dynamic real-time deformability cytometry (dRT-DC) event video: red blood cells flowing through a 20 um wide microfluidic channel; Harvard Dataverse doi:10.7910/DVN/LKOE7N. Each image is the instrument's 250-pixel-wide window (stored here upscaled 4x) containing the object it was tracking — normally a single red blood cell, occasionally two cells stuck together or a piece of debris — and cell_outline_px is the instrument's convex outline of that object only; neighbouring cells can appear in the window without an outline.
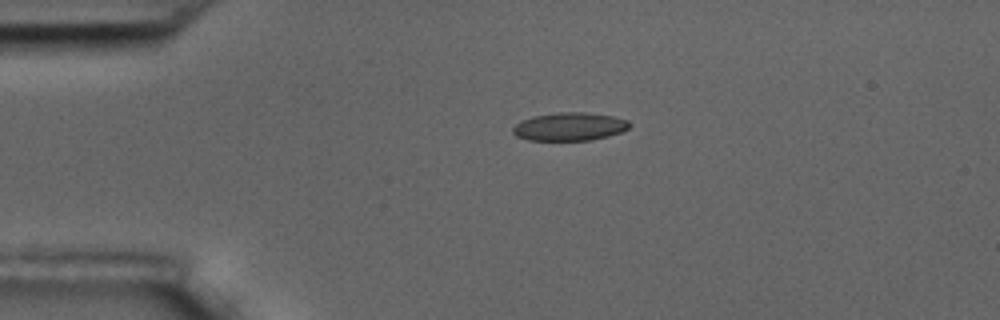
{"species": "common noctule bat (a hibernating species)", "species_latin": "Nyctalus noctula", "temperature_condition": "room temperature", "stored_images_in_passage": 2, "camera_frame_rate_fps": 3000, "um_per_image_px": 0.085, "animal": {"sex": "male", "body_mass_g": 17.5, "forearm_length_mm": 52.3}, "frame": {"image": 1, "passage_image": 1, "time_ms": 0.0, "image_size_px": [1000, 320], "cell_outline_px": [[632, 124], [628, 128], [620, 132], [608, 136], [592, 140], [528, 140], [516, 136], [512, 132], [512, 128], [516, 124], [532, 116], [560, 112], [584, 112], [612, 116], [628, 120]], "centroid_in_image_um": [48.42, 10.76], "position_along_channel_um": 36.6, "area_um2": 19.07}}